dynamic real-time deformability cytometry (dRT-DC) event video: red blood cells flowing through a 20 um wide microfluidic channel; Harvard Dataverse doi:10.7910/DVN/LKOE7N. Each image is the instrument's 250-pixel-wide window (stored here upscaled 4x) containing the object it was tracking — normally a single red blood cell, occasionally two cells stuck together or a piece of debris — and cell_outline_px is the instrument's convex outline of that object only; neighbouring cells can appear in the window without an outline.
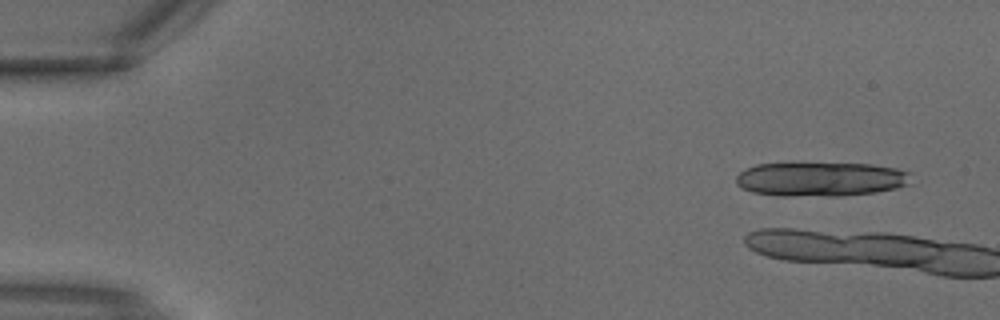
{"species": "common noctule bat (a hibernating species)", "species_latin": "Nyctalus noctula", "temperature_condition": "warm", "stored_images_in_passage": 5, "camera_frame_rate_fps": 3000, "um_per_image_px": 0.085, "animal": {"sex": "male", "body_mass_g": 18.8}, "frame": {"image": 1, "passage_image": 1, "time_ms": 0.0, "image_size_px": [1000, 320], "cell_outline_px": [[912, 184], [896, 188], [876, 192], [840, 196], [780, 196], [752, 192], [736, 184], [736, 176], [744, 168], [756, 164], [872, 164], [896, 168], [912, 172]], "centroid_in_image_um": [69.81, 15.24], "position_along_channel_um": 15.2, "area_um2": 35.14}}